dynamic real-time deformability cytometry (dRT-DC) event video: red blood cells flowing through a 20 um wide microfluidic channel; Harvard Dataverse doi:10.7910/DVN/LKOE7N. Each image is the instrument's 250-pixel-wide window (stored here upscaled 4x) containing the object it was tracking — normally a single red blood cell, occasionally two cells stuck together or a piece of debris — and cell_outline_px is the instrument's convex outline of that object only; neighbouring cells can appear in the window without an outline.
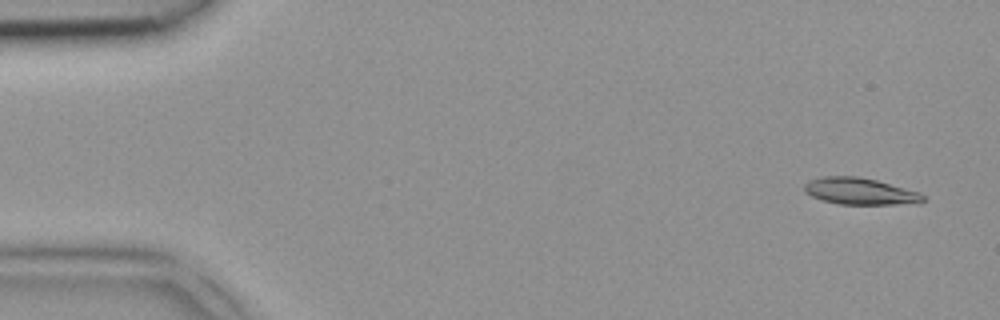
{"species": "common noctule bat (a hibernating species)", "species_latin": "Nyctalus noctula", "temperature_condition": "room temperature", "stored_images_in_passage": 4, "segment_of_instrument_passage": [2, 2], "camera_frame_rate_fps": 3000, "um_per_image_px": 0.085, "animal": {"sex": "female", "body_mass_g": 18.4}, "frame": {"image": 1, "passage_image": 4, "time_ms": 1.0, "image_size_px": [1000, 320], "cell_outline_px": [[924, 200], [920, 204], [840, 204], [824, 200], [812, 196], [804, 192], [804, 184], [808, 180], [824, 176], [856, 176], [876, 180], [920, 192], [924, 196]], "centroid_in_image_um": [73.12, 16.26], "position_along_channel_um": 11.9, "area_um2": 18.5}}